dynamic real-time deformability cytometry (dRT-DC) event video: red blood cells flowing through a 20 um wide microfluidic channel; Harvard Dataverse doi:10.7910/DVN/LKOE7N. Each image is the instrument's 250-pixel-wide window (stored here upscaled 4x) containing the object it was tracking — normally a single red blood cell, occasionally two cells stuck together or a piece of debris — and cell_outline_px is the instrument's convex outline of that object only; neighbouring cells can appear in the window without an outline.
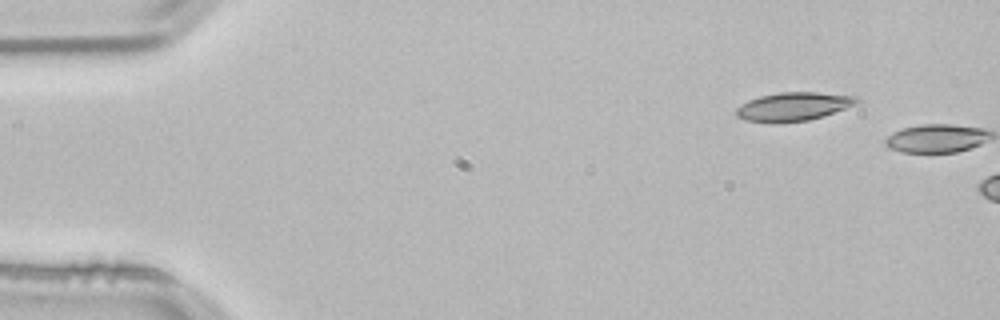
{"species": "common noctule bat (a hibernating species)", "species_latin": "Nyctalus noctula", "temperature_condition": "room temperature", "stored_images_in_passage": 2, "camera_frame_rate_fps": 3000, "um_per_image_px": 0.085, "animal": {"sex": "male", "body_mass_g": 21.5, "forearm_length_mm": 52.0}, "frame": {"image": 1, "passage_image": 1, "time_ms": 0.0, "image_size_px": [1000, 320], "cell_outline_px": [[860, 100], [856, 104], [824, 116], [808, 120], [780, 124], [768, 124], [744, 120], [736, 116], [736, 108], [740, 104], [748, 100], [760, 96], [780, 92], [816, 92], [856, 96]], "centroid_in_image_um": [67.39, 9.08], "position_along_channel_um": 17.6, "area_um2": 20.46}}